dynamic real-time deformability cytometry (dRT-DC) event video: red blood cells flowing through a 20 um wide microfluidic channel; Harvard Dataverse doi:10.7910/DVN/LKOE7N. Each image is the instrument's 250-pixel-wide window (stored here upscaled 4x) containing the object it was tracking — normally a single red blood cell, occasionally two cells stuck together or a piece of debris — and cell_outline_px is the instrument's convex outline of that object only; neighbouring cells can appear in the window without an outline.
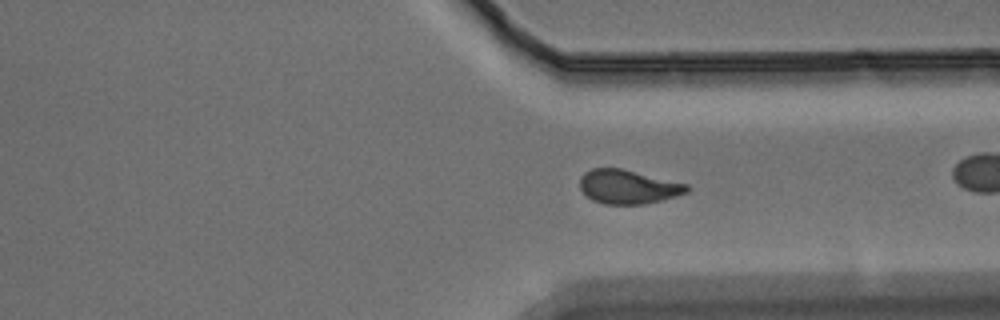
{"species": "Egyptian fruit bat (a non-hibernating species)", "species_latin": "Rousettus aegyptiacus", "temperature_condition": "warm", "stored_images_in_passage": 54, "camera_frame_rate_fps": 3000, "um_per_image_px": 0.085, "animal": {"sex": "male"}, "frame": {"image": 1, "passage_image": 39, "time_ms": 12.667, "image_size_px": [1000, 320], "cell_outline_px": [[692, 188], [688, 192], [676, 196], [644, 204], [604, 204], [592, 200], [580, 188], [580, 176], [584, 172], [592, 168], [620, 168], [688, 184]], "centroid_in_image_um": [53.39, 15.87], "position_along_channel_um": 358.0, "area_um2": 21.15}}
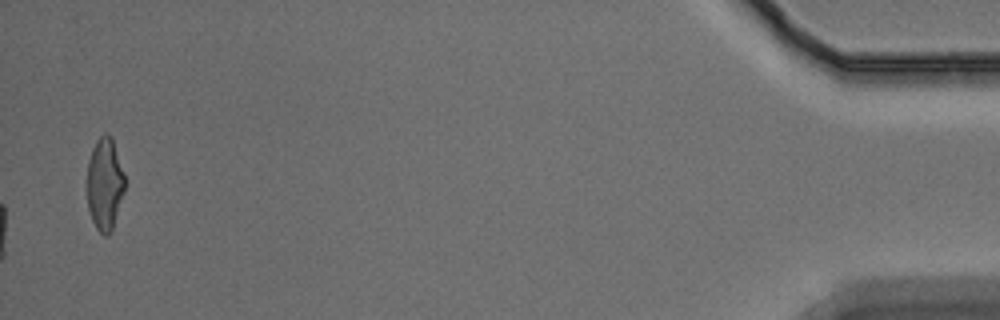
{"frame": {"image": 2, "passage_image": 54, "time_ms": 17.667, "image_size_px": [1000, 320], "cell_outline_px": [[124, 192], [112, 232], [108, 236], [104, 236], [96, 228], [92, 220], [88, 208], [84, 184], [88, 160], [92, 148], [96, 140], [104, 132], [112, 136], [124, 176]], "centroid_in_image_um": [8.85, 15.65], "position_along_channel_um": 426.3, "area_um2": 20.98}, "authors_computed_cell_mechanics": {"area_um2": 21.3571, "velocity_mm_per_s": 3.7885, "shape_relaxation_time_tau1_ms": 3.6964, "shape_relaxation_time_tau2_ms": 3.6602, "deformation_change_tau1": 0.1727, "deformation_change_tau2": 0.1116}}